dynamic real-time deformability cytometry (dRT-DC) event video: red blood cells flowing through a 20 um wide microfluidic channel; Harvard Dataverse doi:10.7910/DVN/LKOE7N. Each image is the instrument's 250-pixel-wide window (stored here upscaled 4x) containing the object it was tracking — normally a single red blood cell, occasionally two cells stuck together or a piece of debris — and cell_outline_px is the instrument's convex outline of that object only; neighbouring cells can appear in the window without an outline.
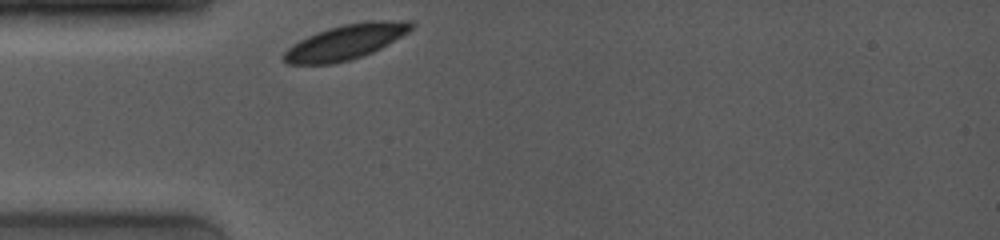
{"species": "common noctule bat (a hibernating species)", "species_latin": "Nyctalus noctula", "temperature_condition": "room temperature", "stored_images_in_passage": 31, "camera_frame_rate_fps": 4000, "um_per_image_px": 0.085, "animal": {"sex": "female", "body_mass_g": 19.0, "forearm_length_mm": 53.3}, "frame": {"image": 1, "passage_image": 1, "time_ms": 0.0, "image_size_px": [1000, 240], "cell_outline_px": [[416, 24], [408, 32], [380, 48], [372, 52], [348, 60], [332, 64], [288, 64], [280, 56], [292, 44], [316, 32], [328, 28], [344, 24], [376, 20], [412, 20]], "centroid_in_image_um": [29.38, 3.55], "position_along_channel_um": 55.6, "area_um2": 25.84}}
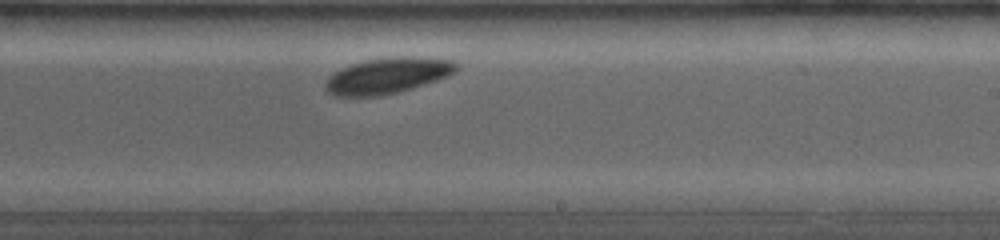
{"frame": {"image": 2, "passage_image": 17, "time_ms": 5.5, "image_size_px": [1000, 240], "cell_outline_px": [[460, 64], [448, 76], [424, 84], [396, 92], [376, 96], [332, 96], [324, 88], [324, 84], [328, 76], [352, 64], [364, 60], [388, 56], [420, 56], [452, 60]], "centroid_in_image_um": [32.93, 6.41], "position_along_channel_um": 256.1, "area_um2": 27.34}}
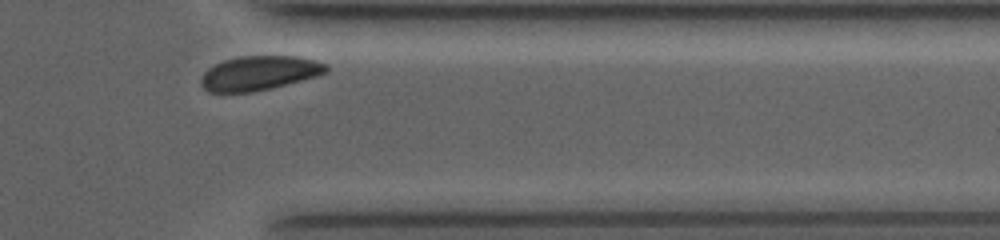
{"frame": {"image": 3, "passage_image": 29, "time_ms": 9.0, "image_size_px": [1000, 240], "cell_outline_px": [[328, 72], [316, 76], [272, 88], [252, 92], [208, 92], [200, 84], [200, 80], [204, 72], [208, 68], [224, 60], [240, 56], [300, 56], [316, 60], [328, 64]], "centroid_in_image_um": [22.05, 6.21], "position_along_channel_um": 389.3, "area_um2": 25.14}, "authors_computed_cell_mechanics": {"area_um2": 26.5302, "velocity_mm_per_s": 3.757, "shape_relaxation_time_tau1_ms": 1.1031, "shape_relaxation_time_tau2_ms": null, "deformation_change_tau1": 0.0348, "deformation_change_tau2": null}}